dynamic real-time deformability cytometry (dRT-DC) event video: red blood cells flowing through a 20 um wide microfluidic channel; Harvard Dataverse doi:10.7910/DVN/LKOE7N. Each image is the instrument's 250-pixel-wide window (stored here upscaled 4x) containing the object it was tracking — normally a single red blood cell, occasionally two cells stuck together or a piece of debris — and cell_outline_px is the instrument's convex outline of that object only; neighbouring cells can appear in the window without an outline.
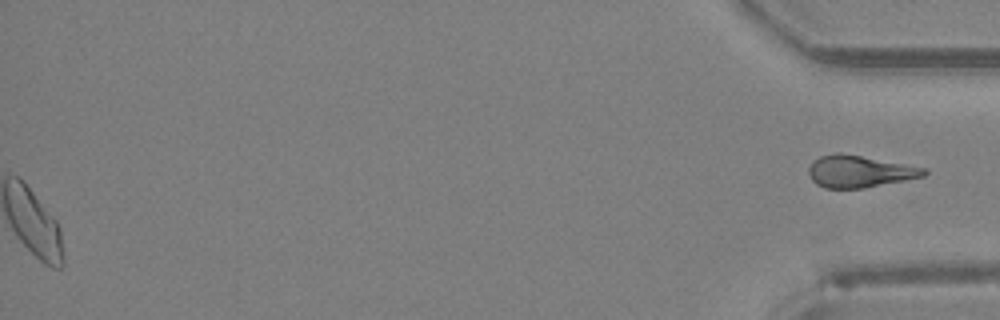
{"species": "Egyptian fruit bat (a non-hibernating species)", "species_latin": "Rousettus aegyptiacus", "temperature_condition": "room temperature", "stored_images_in_passage": 42, "segment_of_instrument_passage": [2, 2], "camera_frame_rate_fps": 3000, "um_per_image_px": 0.085, "animal": {"sex": "female"}, "frame": {"image": 1, "passage_image": 42, "time_ms": 13.667, "image_size_px": [1000, 320], "cell_outline_px": [[928, 172], [924, 176], [864, 188], [824, 188], [816, 184], [812, 180], [808, 172], [808, 168], [812, 160], [820, 156], [840, 152], [924, 168]], "centroid_in_image_um": [72.99, 14.57], "position_along_channel_um": 362.2, "area_um2": 21.21}}